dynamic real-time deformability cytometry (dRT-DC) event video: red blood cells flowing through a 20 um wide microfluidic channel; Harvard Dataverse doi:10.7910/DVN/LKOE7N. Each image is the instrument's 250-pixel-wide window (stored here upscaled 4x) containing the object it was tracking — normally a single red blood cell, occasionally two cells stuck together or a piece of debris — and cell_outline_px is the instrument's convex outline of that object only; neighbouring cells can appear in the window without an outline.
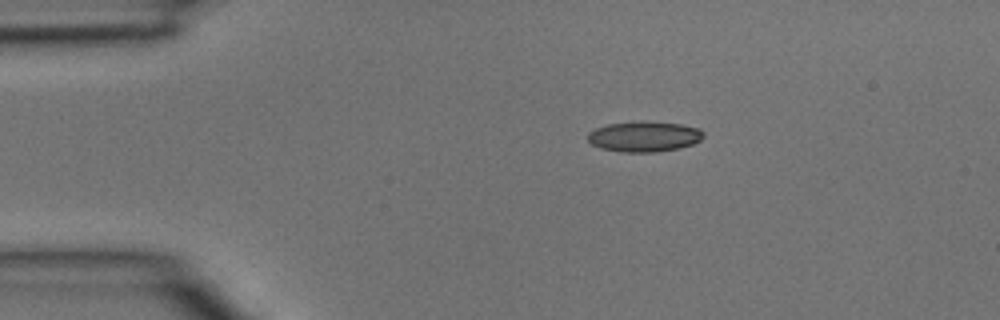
{"species": "common noctule bat (a hibernating species)", "species_latin": "Nyctalus noctula", "temperature_condition": "room temperature", "stored_images_in_passage": 3, "camera_frame_rate_fps": 3000, "um_per_image_px": 0.085, "animal": {"sex": "male", "body_mass_g": 15.6}, "frame": {"image": 1, "passage_image": 2, "time_ms": 0.333, "image_size_px": [1000, 320], "cell_outline_px": [[704, 136], [700, 140], [692, 144], [680, 148], [656, 152], [620, 152], [600, 148], [592, 144], [588, 140], [588, 132], [596, 128], [608, 124], [640, 120], [680, 124], [700, 128], [704, 132]], "centroid_in_image_um": [54.76, 11.6], "position_along_channel_um": 30.2, "area_um2": 20.75}}